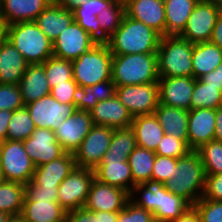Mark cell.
<instances>
[{
    "mask_svg": "<svg viewBox=\"0 0 222 222\" xmlns=\"http://www.w3.org/2000/svg\"><path fill=\"white\" fill-rule=\"evenodd\" d=\"M118 222H155L153 213L135 205L130 200L118 212Z\"/></svg>",
    "mask_w": 222,
    "mask_h": 222,
    "instance_id": "obj_47",
    "label": "cell"
},
{
    "mask_svg": "<svg viewBox=\"0 0 222 222\" xmlns=\"http://www.w3.org/2000/svg\"><path fill=\"white\" fill-rule=\"evenodd\" d=\"M93 171L94 178L101 183L123 189L129 194L133 189L131 168L123 156L105 153L101 163Z\"/></svg>",
    "mask_w": 222,
    "mask_h": 222,
    "instance_id": "obj_17",
    "label": "cell"
},
{
    "mask_svg": "<svg viewBox=\"0 0 222 222\" xmlns=\"http://www.w3.org/2000/svg\"><path fill=\"white\" fill-rule=\"evenodd\" d=\"M196 151L203 162L205 175L222 173V142L212 140Z\"/></svg>",
    "mask_w": 222,
    "mask_h": 222,
    "instance_id": "obj_40",
    "label": "cell"
},
{
    "mask_svg": "<svg viewBox=\"0 0 222 222\" xmlns=\"http://www.w3.org/2000/svg\"><path fill=\"white\" fill-rule=\"evenodd\" d=\"M114 129L102 125H93L79 148L74 152L77 167L94 170L107 152Z\"/></svg>",
    "mask_w": 222,
    "mask_h": 222,
    "instance_id": "obj_10",
    "label": "cell"
},
{
    "mask_svg": "<svg viewBox=\"0 0 222 222\" xmlns=\"http://www.w3.org/2000/svg\"><path fill=\"white\" fill-rule=\"evenodd\" d=\"M116 0H88L73 11L77 22L98 43L106 44L109 38L103 33L97 15Z\"/></svg>",
    "mask_w": 222,
    "mask_h": 222,
    "instance_id": "obj_23",
    "label": "cell"
},
{
    "mask_svg": "<svg viewBox=\"0 0 222 222\" xmlns=\"http://www.w3.org/2000/svg\"><path fill=\"white\" fill-rule=\"evenodd\" d=\"M222 62V49L211 42L194 43L192 53L193 77H200L215 70Z\"/></svg>",
    "mask_w": 222,
    "mask_h": 222,
    "instance_id": "obj_34",
    "label": "cell"
},
{
    "mask_svg": "<svg viewBox=\"0 0 222 222\" xmlns=\"http://www.w3.org/2000/svg\"><path fill=\"white\" fill-rule=\"evenodd\" d=\"M156 154L152 150L137 146L128 156V163L133 177V187L136 184L151 180Z\"/></svg>",
    "mask_w": 222,
    "mask_h": 222,
    "instance_id": "obj_35",
    "label": "cell"
},
{
    "mask_svg": "<svg viewBox=\"0 0 222 222\" xmlns=\"http://www.w3.org/2000/svg\"><path fill=\"white\" fill-rule=\"evenodd\" d=\"M94 179L93 170L76 166L58 187L60 206L67 212L83 208Z\"/></svg>",
    "mask_w": 222,
    "mask_h": 222,
    "instance_id": "obj_9",
    "label": "cell"
},
{
    "mask_svg": "<svg viewBox=\"0 0 222 222\" xmlns=\"http://www.w3.org/2000/svg\"><path fill=\"white\" fill-rule=\"evenodd\" d=\"M198 1L164 0L166 16L165 36H178L182 33Z\"/></svg>",
    "mask_w": 222,
    "mask_h": 222,
    "instance_id": "obj_31",
    "label": "cell"
},
{
    "mask_svg": "<svg viewBox=\"0 0 222 222\" xmlns=\"http://www.w3.org/2000/svg\"><path fill=\"white\" fill-rule=\"evenodd\" d=\"M193 206L202 222H222V201L201 198Z\"/></svg>",
    "mask_w": 222,
    "mask_h": 222,
    "instance_id": "obj_45",
    "label": "cell"
},
{
    "mask_svg": "<svg viewBox=\"0 0 222 222\" xmlns=\"http://www.w3.org/2000/svg\"><path fill=\"white\" fill-rule=\"evenodd\" d=\"M203 199L222 201V173L205 176Z\"/></svg>",
    "mask_w": 222,
    "mask_h": 222,
    "instance_id": "obj_50",
    "label": "cell"
},
{
    "mask_svg": "<svg viewBox=\"0 0 222 222\" xmlns=\"http://www.w3.org/2000/svg\"><path fill=\"white\" fill-rule=\"evenodd\" d=\"M129 198L135 205L153 213L158 222H171L192 206L183 197L168 191L163 182L153 180L136 184Z\"/></svg>",
    "mask_w": 222,
    "mask_h": 222,
    "instance_id": "obj_1",
    "label": "cell"
},
{
    "mask_svg": "<svg viewBox=\"0 0 222 222\" xmlns=\"http://www.w3.org/2000/svg\"><path fill=\"white\" fill-rule=\"evenodd\" d=\"M0 166L3 180L24 185L32 180L36 169L23 142L7 139L0 144Z\"/></svg>",
    "mask_w": 222,
    "mask_h": 222,
    "instance_id": "obj_8",
    "label": "cell"
},
{
    "mask_svg": "<svg viewBox=\"0 0 222 222\" xmlns=\"http://www.w3.org/2000/svg\"><path fill=\"white\" fill-rule=\"evenodd\" d=\"M222 104V86L208 85L195 79L190 110L197 108L216 109Z\"/></svg>",
    "mask_w": 222,
    "mask_h": 222,
    "instance_id": "obj_37",
    "label": "cell"
},
{
    "mask_svg": "<svg viewBox=\"0 0 222 222\" xmlns=\"http://www.w3.org/2000/svg\"><path fill=\"white\" fill-rule=\"evenodd\" d=\"M124 15V0H116L109 8L102 10L97 15L100 28L108 38L120 27Z\"/></svg>",
    "mask_w": 222,
    "mask_h": 222,
    "instance_id": "obj_42",
    "label": "cell"
},
{
    "mask_svg": "<svg viewBox=\"0 0 222 222\" xmlns=\"http://www.w3.org/2000/svg\"><path fill=\"white\" fill-rule=\"evenodd\" d=\"M10 215L6 212H0V222H7Z\"/></svg>",
    "mask_w": 222,
    "mask_h": 222,
    "instance_id": "obj_61",
    "label": "cell"
},
{
    "mask_svg": "<svg viewBox=\"0 0 222 222\" xmlns=\"http://www.w3.org/2000/svg\"><path fill=\"white\" fill-rule=\"evenodd\" d=\"M158 85L160 104L190 111L194 77H159Z\"/></svg>",
    "mask_w": 222,
    "mask_h": 222,
    "instance_id": "obj_19",
    "label": "cell"
},
{
    "mask_svg": "<svg viewBox=\"0 0 222 222\" xmlns=\"http://www.w3.org/2000/svg\"><path fill=\"white\" fill-rule=\"evenodd\" d=\"M25 198V185L3 180L0 182V212L20 215Z\"/></svg>",
    "mask_w": 222,
    "mask_h": 222,
    "instance_id": "obj_36",
    "label": "cell"
},
{
    "mask_svg": "<svg viewBox=\"0 0 222 222\" xmlns=\"http://www.w3.org/2000/svg\"><path fill=\"white\" fill-rule=\"evenodd\" d=\"M189 151H191L190 148L183 140L175 138L173 135L164 134L155 154L178 159L185 156Z\"/></svg>",
    "mask_w": 222,
    "mask_h": 222,
    "instance_id": "obj_43",
    "label": "cell"
},
{
    "mask_svg": "<svg viewBox=\"0 0 222 222\" xmlns=\"http://www.w3.org/2000/svg\"><path fill=\"white\" fill-rule=\"evenodd\" d=\"M52 200L58 202V187L35 185L32 181L25 184L24 201Z\"/></svg>",
    "mask_w": 222,
    "mask_h": 222,
    "instance_id": "obj_48",
    "label": "cell"
},
{
    "mask_svg": "<svg viewBox=\"0 0 222 222\" xmlns=\"http://www.w3.org/2000/svg\"><path fill=\"white\" fill-rule=\"evenodd\" d=\"M65 222H99V211H88L84 207L67 212Z\"/></svg>",
    "mask_w": 222,
    "mask_h": 222,
    "instance_id": "obj_51",
    "label": "cell"
},
{
    "mask_svg": "<svg viewBox=\"0 0 222 222\" xmlns=\"http://www.w3.org/2000/svg\"><path fill=\"white\" fill-rule=\"evenodd\" d=\"M214 140L222 142V104L216 108Z\"/></svg>",
    "mask_w": 222,
    "mask_h": 222,
    "instance_id": "obj_56",
    "label": "cell"
},
{
    "mask_svg": "<svg viewBox=\"0 0 222 222\" xmlns=\"http://www.w3.org/2000/svg\"><path fill=\"white\" fill-rule=\"evenodd\" d=\"M171 222H202V221L200 219L198 211L192 205L183 214H181L177 219H174Z\"/></svg>",
    "mask_w": 222,
    "mask_h": 222,
    "instance_id": "obj_55",
    "label": "cell"
},
{
    "mask_svg": "<svg viewBox=\"0 0 222 222\" xmlns=\"http://www.w3.org/2000/svg\"><path fill=\"white\" fill-rule=\"evenodd\" d=\"M5 33H6V26L4 24L2 15L0 13V40L5 37Z\"/></svg>",
    "mask_w": 222,
    "mask_h": 222,
    "instance_id": "obj_59",
    "label": "cell"
},
{
    "mask_svg": "<svg viewBox=\"0 0 222 222\" xmlns=\"http://www.w3.org/2000/svg\"><path fill=\"white\" fill-rule=\"evenodd\" d=\"M28 63L6 37L0 40V83L18 85Z\"/></svg>",
    "mask_w": 222,
    "mask_h": 222,
    "instance_id": "obj_26",
    "label": "cell"
},
{
    "mask_svg": "<svg viewBox=\"0 0 222 222\" xmlns=\"http://www.w3.org/2000/svg\"><path fill=\"white\" fill-rule=\"evenodd\" d=\"M36 129L27 108L13 111L7 130V140L24 141L29 138Z\"/></svg>",
    "mask_w": 222,
    "mask_h": 222,
    "instance_id": "obj_38",
    "label": "cell"
},
{
    "mask_svg": "<svg viewBox=\"0 0 222 222\" xmlns=\"http://www.w3.org/2000/svg\"><path fill=\"white\" fill-rule=\"evenodd\" d=\"M111 78L116 86L158 82L157 53L113 55Z\"/></svg>",
    "mask_w": 222,
    "mask_h": 222,
    "instance_id": "obj_4",
    "label": "cell"
},
{
    "mask_svg": "<svg viewBox=\"0 0 222 222\" xmlns=\"http://www.w3.org/2000/svg\"><path fill=\"white\" fill-rule=\"evenodd\" d=\"M89 112L93 125L119 129L130 127L133 121L129 110L120 102L116 94L110 99L98 102Z\"/></svg>",
    "mask_w": 222,
    "mask_h": 222,
    "instance_id": "obj_22",
    "label": "cell"
},
{
    "mask_svg": "<svg viewBox=\"0 0 222 222\" xmlns=\"http://www.w3.org/2000/svg\"><path fill=\"white\" fill-rule=\"evenodd\" d=\"M36 128L55 130L62 120L72 116L76 111L74 104L60 103L50 94L27 105Z\"/></svg>",
    "mask_w": 222,
    "mask_h": 222,
    "instance_id": "obj_12",
    "label": "cell"
},
{
    "mask_svg": "<svg viewBox=\"0 0 222 222\" xmlns=\"http://www.w3.org/2000/svg\"><path fill=\"white\" fill-rule=\"evenodd\" d=\"M65 10L73 12L88 0H55Z\"/></svg>",
    "mask_w": 222,
    "mask_h": 222,
    "instance_id": "obj_57",
    "label": "cell"
},
{
    "mask_svg": "<svg viewBox=\"0 0 222 222\" xmlns=\"http://www.w3.org/2000/svg\"><path fill=\"white\" fill-rule=\"evenodd\" d=\"M125 14L165 36L164 0H124Z\"/></svg>",
    "mask_w": 222,
    "mask_h": 222,
    "instance_id": "obj_20",
    "label": "cell"
},
{
    "mask_svg": "<svg viewBox=\"0 0 222 222\" xmlns=\"http://www.w3.org/2000/svg\"><path fill=\"white\" fill-rule=\"evenodd\" d=\"M202 82L213 86H222V62L217 68L199 78Z\"/></svg>",
    "mask_w": 222,
    "mask_h": 222,
    "instance_id": "obj_52",
    "label": "cell"
},
{
    "mask_svg": "<svg viewBox=\"0 0 222 222\" xmlns=\"http://www.w3.org/2000/svg\"><path fill=\"white\" fill-rule=\"evenodd\" d=\"M129 200V193L127 191L94 179L91 183L84 208L95 212H119L124 209Z\"/></svg>",
    "mask_w": 222,
    "mask_h": 222,
    "instance_id": "obj_18",
    "label": "cell"
},
{
    "mask_svg": "<svg viewBox=\"0 0 222 222\" xmlns=\"http://www.w3.org/2000/svg\"><path fill=\"white\" fill-rule=\"evenodd\" d=\"M116 96L132 117L153 114L159 104L158 82L116 86Z\"/></svg>",
    "mask_w": 222,
    "mask_h": 222,
    "instance_id": "obj_11",
    "label": "cell"
},
{
    "mask_svg": "<svg viewBox=\"0 0 222 222\" xmlns=\"http://www.w3.org/2000/svg\"><path fill=\"white\" fill-rule=\"evenodd\" d=\"M24 106L18 85L0 83V110L15 111Z\"/></svg>",
    "mask_w": 222,
    "mask_h": 222,
    "instance_id": "obj_44",
    "label": "cell"
},
{
    "mask_svg": "<svg viewBox=\"0 0 222 222\" xmlns=\"http://www.w3.org/2000/svg\"><path fill=\"white\" fill-rule=\"evenodd\" d=\"M113 55L107 44H97L72 61L73 79L78 86H92L110 80Z\"/></svg>",
    "mask_w": 222,
    "mask_h": 222,
    "instance_id": "obj_7",
    "label": "cell"
},
{
    "mask_svg": "<svg viewBox=\"0 0 222 222\" xmlns=\"http://www.w3.org/2000/svg\"><path fill=\"white\" fill-rule=\"evenodd\" d=\"M220 8L207 0H199L179 35L190 43L209 42Z\"/></svg>",
    "mask_w": 222,
    "mask_h": 222,
    "instance_id": "obj_13",
    "label": "cell"
},
{
    "mask_svg": "<svg viewBox=\"0 0 222 222\" xmlns=\"http://www.w3.org/2000/svg\"><path fill=\"white\" fill-rule=\"evenodd\" d=\"M161 35L141 21L124 15L120 27L106 43L112 55L157 53Z\"/></svg>",
    "mask_w": 222,
    "mask_h": 222,
    "instance_id": "obj_2",
    "label": "cell"
},
{
    "mask_svg": "<svg viewBox=\"0 0 222 222\" xmlns=\"http://www.w3.org/2000/svg\"><path fill=\"white\" fill-rule=\"evenodd\" d=\"M24 105L50 94L43 63L28 64L18 84Z\"/></svg>",
    "mask_w": 222,
    "mask_h": 222,
    "instance_id": "obj_27",
    "label": "cell"
},
{
    "mask_svg": "<svg viewBox=\"0 0 222 222\" xmlns=\"http://www.w3.org/2000/svg\"><path fill=\"white\" fill-rule=\"evenodd\" d=\"M3 181L2 173H1V166H0V182Z\"/></svg>",
    "mask_w": 222,
    "mask_h": 222,
    "instance_id": "obj_63",
    "label": "cell"
},
{
    "mask_svg": "<svg viewBox=\"0 0 222 222\" xmlns=\"http://www.w3.org/2000/svg\"><path fill=\"white\" fill-rule=\"evenodd\" d=\"M73 21V12L65 10L55 0H52L34 22L53 42Z\"/></svg>",
    "mask_w": 222,
    "mask_h": 222,
    "instance_id": "obj_28",
    "label": "cell"
},
{
    "mask_svg": "<svg viewBox=\"0 0 222 222\" xmlns=\"http://www.w3.org/2000/svg\"><path fill=\"white\" fill-rule=\"evenodd\" d=\"M22 142L36 167L60 158L65 153L51 129L36 128L32 135Z\"/></svg>",
    "mask_w": 222,
    "mask_h": 222,
    "instance_id": "obj_16",
    "label": "cell"
},
{
    "mask_svg": "<svg viewBox=\"0 0 222 222\" xmlns=\"http://www.w3.org/2000/svg\"><path fill=\"white\" fill-rule=\"evenodd\" d=\"M21 215L27 222H65L67 211L52 200L24 201Z\"/></svg>",
    "mask_w": 222,
    "mask_h": 222,
    "instance_id": "obj_33",
    "label": "cell"
},
{
    "mask_svg": "<svg viewBox=\"0 0 222 222\" xmlns=\"http://www.w3.org/2000/svg\"><path fill=\"white\" fill-rule=\"evenodd\" d=\"M131 128L134 131L137 146L154 152L165 134L154 113L134 117Z\"/></svg>",
    "mask_w": 222,
    "mask_h": 222,
    "instance_id": "obj_30",
    "label": "cell"
},
{
    "mask_svg": "<svg viewBox=\"0 0 222 222\" xmlns=\"http://www.w3.org/2000/svg\"><path fill=\"white\" fill-rule=\"evenodd\" d=\"M52 43L53 56L71 61L77 59L81 54L90 51L98 44L75 21L62 31Z\"/></svg>",
    "mask_w": 222,
    "mask_h": 222,
    "instance_id": "obj_14",
    "label": "cell"
},
{
    "mask_svg": "<svg viewBox=\"0 0 222 222\" xmlns=\"http://www.w3.org/2000/svg\"><path fill=\"white\" fill-rule=\"evenodd\" d=\"M137 147L133 129L130 127L114 129L110 146L106 153L123 156L126 160L132 151Z\"/></svg>",
    "mask_w": 222,
    "mask_h": 222,
    "instance_id": "obj_41",
    "label": "cell"
},
{
    "mask_svg": "<svg viewBox=\"0 0 222 222\" xmlns=\"http://www.w3.org/2000/svg\"><path fill=\"white\" fill-rule=\"evenodd\" d=\"M7 222H27L25 218L20 214V215H13L10 216Z\"/></svg>",
    "mask_w": 222,
    "mask_h": 222,
    "instance_id": "obj_60",
    "label": "cell"
},
{
    "mask_svg": "<svg viewBox=\"0 0 222 222\" xmlns=\"http://www.w3.org/2000/svg\"><path fill=\"white\" fill-rule=\"evenodd\" d=\"M13 111L0 110V144L7 139V130Z\"/></svg>",
    "mask_w": 222,
    "mask_h": 222,
    "instance_id": "obj_53",
    "label": "cell"
},
{
    "mask_svg": "<svg viewBox=\"0 0 222 222\" xmlns=\"http://www.w3.org/2000/svg\"><path fill=\"white\" fill-rule=\"evenodd\" d=\"M154 114L165 134L173 135L188 145V110L159 103Z\"/></svg>",
    "mask_w": 222,
    "mask_h": 222,
    "instance_id": "obj_29",
    "label": "cell"
},
{
    "mask_svg": "<svg viewBox=\"0 0 222 222\" xmlns=\"http://www.w3.org/2000/svg\"><path fill=\"white\" fill-rule=\"evenodd\" d=\"M207 1L213 3L215 6L222 9V0H207Z\"/></svg>",
    "mask_w": 222,
    "mask_h": 222,
    "instance_id": "obj_62",
    "label": "cell"
},
{
    "mask_svg": "<svg viewBox=\"0 0 222 222\" xmlns=\"http://www.w3.org/2000/svg\"><path fill=\"white\" fill-rule=\"evenodd\" d=\"M99 222H118V212L99 211Z\"/></svg>",
    "mask_w": 222,
    "mask_h": 222,
    "instance_id": "obj_58",
    "label": "cell"
},
{
    "mask_svg": "<svg viewBox=\"0 0 222 222\" xmlns=\"http://www.w3.org/2000/svg\"><path fill=\"white\" fill-rule=\"evenodd\" d=\"M176 164L177 159L175 158L156 155L151 180L165 183V181L173 177Z\"/></svg>",
    "mask_w": 222,
    "mask_h": 222,
    "instance_id": "obj_46",
    "label": "cell"
},
{
    "mask_svg": "<svg viewBox=\"0 0 222 222\" xmlns=\"http://www.w3.org/2000/svg\"><path fill=\"white\" fill-rule=\"evenodd\" d=\"M205 176L200 155L197 151L191 150L177 159L173 177L165 181L164 186L168 191L194 205L203 196Z\"/></svg>",
    "mask_w": 222,
    "mask_h": 222,
    "instance_id": "obj_3",
    "label": "cell"
},
{
    "mask_svg": "<svg viewBox=\"0 0 222 222\" xmlns=\"http://www.w3.org/2000/svg\"><path fill=\"white\" fill-rule=\"evenodd\" d=\"M216 109L197 108L189 111L188 147L197 150L214 140Z\"/></svg>",
    "mask_w": 222,
    "mask_h": 222,
    "instance_id": "obj_21",
    "label": "cell"
},
{
    "mask_svg": "<svg viewBox=\"0 0 222 222\" xmlns=\"http://www.w3.org/2000/svg\"><path fill=\"white\" fill-rule=\"evenodd\" d=\"M116 94V85L112 79L95 85L78 86L74 92V105L77 110L90 111L98 102L112 98Z\"/></svg>",
    "mask_w": 222,
    "mask_h": 222,
    "instance_id": "obj_32",
    "label": "cell"
},
{
    "mask_svg": "<svg viewBox=\"0 0 222 222\" xmlns=\"http://www.w3.org/2000/svg\"><path fill=\"white\" fill-rule=\"evenodd\" d=\"M75 167L74 155L65 152L60 158L36 167L31 181L44 187H59Z\"/></svg>",
    "mask_w": 222,
    "mask_h": 222,
    "instance_id": "obj_24",
    "label": "cell"
},
{
    "mask_svg": "<svg viewBox=\"0 0 222 222\" xmlns=\"http://www.w3.org/2000/svg\"><path fill=\"white\" fill-rule=\"evenodd\" d=\"M92 126L90 112L77 110L54 130L57 142L66 153L74 154Z\"/></svg>",
    "mask_w": 222,
    "mask_h": 222,
    "instance_id": "obj_15",
    "label": "cell"
},
{
    "mask_svg": "<svg viewBox=\"0 0 222 222\" xmlns=\"http://www.w3.org/2000/svg\"><path fill=\"white\" fill-rule=\"evenodd\" d=\"M194 43L178 36H162L157 50L159 77H193Z\"/></svg>",
    "mask_w": 222,
    "mask_h": 222,
    "instance_id": "obj_6",
    "label": "cell"
},
{
    "mask_svg": "<svg viewBox=\"0 0 222 222\" xmlns=\"http://www.w3.org/2000/svg\"><path fill=\"white\" fill-rule=\"evenodd\" d=\"M77 87V82L72 79L54 86L50 91V95L60 103L74 104L73 95Z\"/></svg>",
    "mask_w": 222,
    "mask_h": 222,
    "instance_id": "obj_49",
    "label": "cell"
},
{
    "mask_svg": "<svg viewBox=\"0 0 222 222\" xmlns=\"http://www.w3.org/2000/svg\"><path fill=\"white\" fill-rule=\"evenodd\" d=\"M5 37L28 64L44 63L53 56V43L34 21L6 26Z\"/></svg>",
    "mask_w": 222,
    "mask_h": 222,
    "instance_id": "obj_5",
    "label": "cell"
},
{
    "mask_svg": "<svg viewBox=\"0 0 222 222\" xmlns=\"http://www.w3.org/2000/svg\"><path fill=\"white\" fill-rule=\"evenodd\" d=\"M52 0H0V13L5 26L35 21Z\"/></svg>",
    "mask_w": 222,
    "mask_h": 222,
    "instance_id": "obj_25",
    "label": "cell"
},
{
    "mask_svg": "<svg viewBox=\"0 0 222 222\" xmlns=\"http://www.w3.org/2000/svg\"><path fill=\"white\" fill-rule=\"evenodd\" d=\"M209 42L219 46L222 49V9H220L218 14Z\"/></svg>",
    "mask_w": 222,
    "mask_h": 222,
    "instance_id": "obj_54",
    "label": "cell"
},
{
    "mask_svg": "<svg viewBox=\"0 0 222 222\" xmlns=\"http://www.w3.org/2000/svg\"><path fill=\"white\" fill-rule=\"evenodd\" d=\"M44 70L52 89L57 84H62L73 79L72 61L60 59L55 56L50 57L44 63Z\"/></svg>",
    "mask_w": 222,
    "mask_h": 222,
    "instance_id": "obj_39",
    "label": "cell"
}]
</instances>
